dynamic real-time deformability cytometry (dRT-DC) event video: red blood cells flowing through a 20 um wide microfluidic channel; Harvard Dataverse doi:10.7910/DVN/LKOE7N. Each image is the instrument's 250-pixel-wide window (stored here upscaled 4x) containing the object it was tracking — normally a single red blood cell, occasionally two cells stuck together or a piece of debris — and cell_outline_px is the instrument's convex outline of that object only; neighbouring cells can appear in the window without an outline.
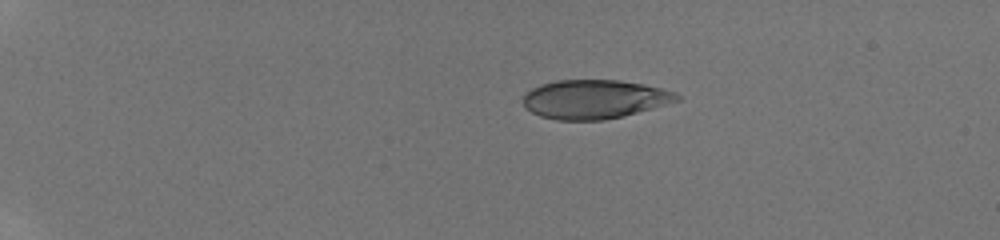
{"species": "human", "species_latin": "Homo sapiens", "temperature_condition": "room temperature", "stored_images_in_passage": 24, "camera_frame_rate_fps": 3000, "um_per_image_px": 0.085, "donor": {"sex": "male"}, "frame": {"image": 1, "passage_image": 1, "time_ms": 0.0, "image_size_px": [1000, 240], "cell_outline_px": [[680, 100], [624, 116], [604, 120], [556, 120], [540, 116], [532, 112], [524, 104], [524, 96], [532, 88], [540, 84], [556, 80], [620, 80], [644, 84], [676, 92], [680, 96]], "centroid_in_image_um": [50.54, 8.43], "position_along_channel_um": 34.5, "area_um2": 34.8}}
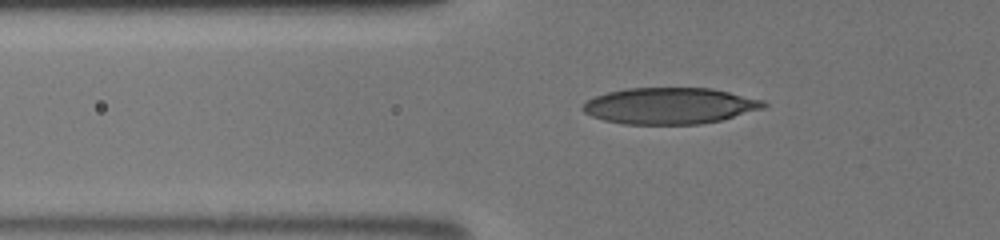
{"frame": {"image": 2, "passage_image": 14, "time_ms": 3.0, "image_size_px": [1000, 240], "cell_outline_px": [[768, 104], [764, 108], [720, 120], [700, 124], [624, 124], [604, 120], [592, 116], [584, 112], [580, 108], [588, 100], [596, 96], [608, 92], [628, 88], [712, 88], [764, 100]], "centroid_in_image_um": [56.94, 8.99], "position_along_channel_um": 68.9, "area_um2": 38.15}}
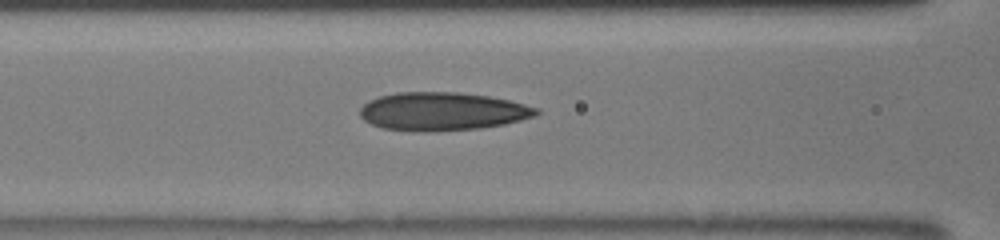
{"frame": {"image": 3, "passage_image": 21, "time_ms": 4.667, "image_size_px": [1000, 240], "cell_outline_px": [[540, 112], [536, 116], [504, 124], [480, 128], [428, 132], [420, 132], [384, 128], [372, 124], [364, 120], [360, 116], [360, 108], [368, 100], [380, 96], [396, 92], [460, 92], [488, 96], [508, 100], [540, 108]], "centroid_in_image_um": [37.6, 9.47], "position_along_channel_um": 129.0, "area_um2": 39.42}}